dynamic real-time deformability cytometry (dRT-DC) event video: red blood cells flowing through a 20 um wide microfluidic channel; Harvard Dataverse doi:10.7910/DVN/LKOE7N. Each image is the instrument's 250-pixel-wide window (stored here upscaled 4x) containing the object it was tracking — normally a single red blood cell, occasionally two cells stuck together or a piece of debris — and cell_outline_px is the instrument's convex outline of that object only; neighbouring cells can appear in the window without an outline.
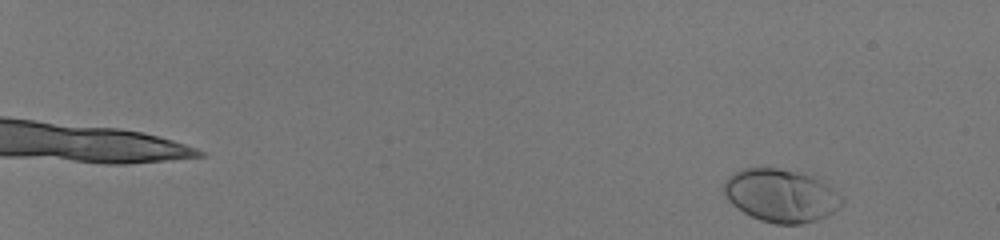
{"species": "human", "species_latin": "Homo sapiens", "temperature_condition": "room temperature", "stored_images_in_passage": 51, "camera_frame_rate_fps": 3000, "um_per_image_px": 0.085, "donor": {"sex": "male"}, "frame": {"image": 1, "passage_image": 1, "time_ms": 0.0, "image_size_px": [1000, 240], "cell_outline_px": [[844, 204], [832, 212], [816, 220], [800, 224], [776, 224], [760, 220], [744, 212], [732, 204], [724, 196], [720, 188], [724, 180], [728, 176], [744, 168], [776, 168], [796, 172], [812, 176], [820, 180], [844, 196]], "centroid_in_image_um": [66.35, 16.62], "position_along_channel_um": 18.6, "area_um2": 36.53}}
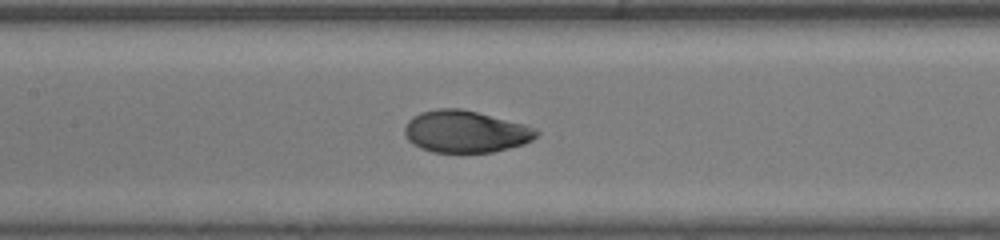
{"frame": {"image": 2, "passage_image": 28, "time_ms": 9.0, "image_size_px": [1000, 240], "cell_outline_px": [[540, 132], [532, 140], [524, 144], [492, 152], [432, 152], [420, 148], [412, 144], [408, 140], [404, 132], [404, 128], [408, 120], [412, 116], [420, 112], [436, 108], [460, 108], [524, 124], [536, 128]], "centroid_in_image_um": [39.54, 11.18], "position_along_channel_um": 167.9, "area_um2": 32.31}}
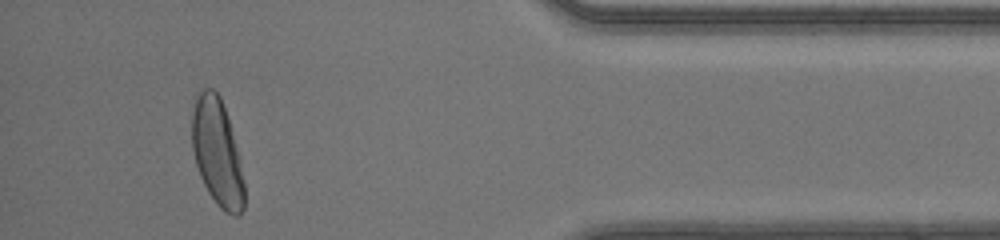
{"frame": {"image": 3, "passage_image": 48, "time_ms": 15.667, "image_size_px": [1000, 240], "cell_outline_px": [[244, 208], [240, 216], [232, 216], [224, 212], [216, 204], [208, 192], [200, 176], [196, 164], [192, 148], [192, 112], [196, 92], [204, 88], [212, 88], [220, 96], [228, 120], [236, 148], [244, 180]], "centroid_in_image_um": [18.44, 12.98], "position_along_channel_um": 416.8, "area_um2": 32.48}, "authors_computed_cell_mechanics": {"area_um2": 32.657, "velocity_mm_per_s": 4.1682, "shape_relaxation_time_tau1_ms": 2.7797, "shape_relaxation_time_tau2_ms": null, "deformation_change_tau1": 0.1738, "deformation_change_tau2": null}}